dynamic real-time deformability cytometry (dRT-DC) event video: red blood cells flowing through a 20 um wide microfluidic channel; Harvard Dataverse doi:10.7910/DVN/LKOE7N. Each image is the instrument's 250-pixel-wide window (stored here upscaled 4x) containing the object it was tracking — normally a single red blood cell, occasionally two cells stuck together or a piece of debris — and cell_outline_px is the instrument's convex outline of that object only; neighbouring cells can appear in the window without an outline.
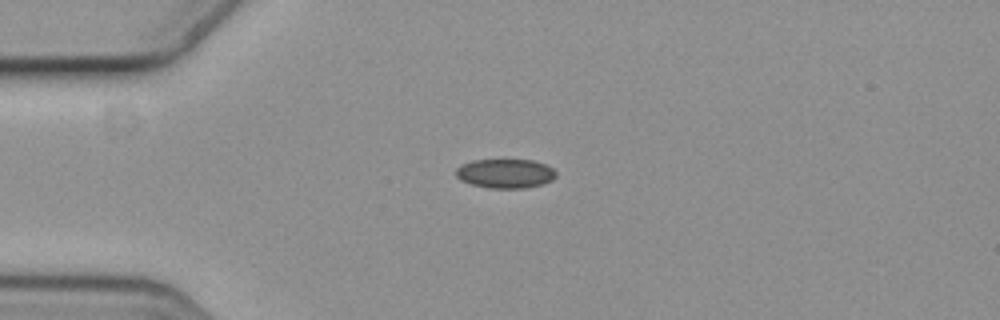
{"species": "common noctule bat (a hibernating species)", "species_latin": "Nyctalus noctula", "temperature_condition": "cold", "stored_images_in_passage": 2, "camera_frame_rate_fps": 3000, "um_per_image_px": 0.085, "animal": {"sex": "female", "body_mass_g": 19.3, "forearm_length_mm": 54.1}, "frame": {"image": 1, "passage_image": 1, "time_ms": 0.0, "image_size_px": [1000, 320], "cell_outline_px": [[556, 176], [552, 180], [544, 184], [524, 188], [488, 188], [472, 184], [460, 180], [456, 176], [456, 168], [460, 164], [472, 160], [532, 160], [548, 164], [556, 172]], "centroid_in_image_um": [42.96, 14.74], "position_along_channel_um": 42.0, "area_um2": 17.22}}